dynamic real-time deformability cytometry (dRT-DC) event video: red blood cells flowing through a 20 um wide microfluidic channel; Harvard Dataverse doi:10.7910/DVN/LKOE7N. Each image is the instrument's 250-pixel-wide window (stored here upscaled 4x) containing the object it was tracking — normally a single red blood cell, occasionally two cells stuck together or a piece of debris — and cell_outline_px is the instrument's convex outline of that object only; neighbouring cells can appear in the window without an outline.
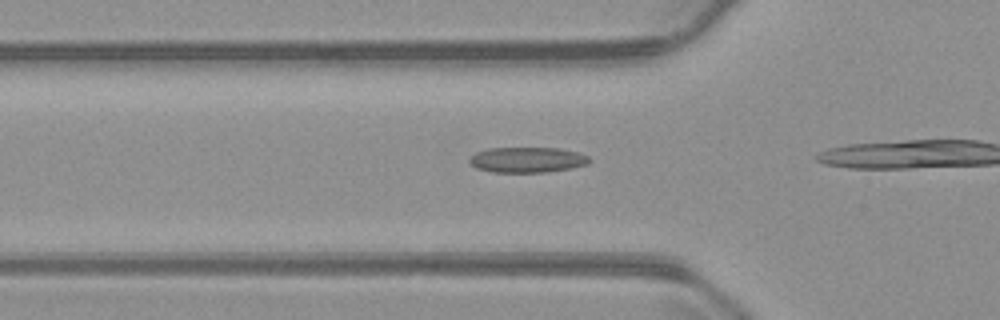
{"species": "common noctule bat (a hibernating species)", "species_latin": "Nyctalus noctula", "temperature_condition": "warm", "stored_images_in_passage": 16, "camera_frame_rate_fps": 3000, "um_per_image_px": 0.085, "animal": {"sex": "male", "body_mass_g": 23.1, "forearm_length_mm": 52.7}, "frame": {"image": 1, "passage_image": 5, "time_ms": 1.333, "image_size_px": [1000, 320], "cell_outline_px": [[592, 160], [588, 164], [572, 168], [548, 172], [492, 172], [476, 168], [468, 160], [476, 152], [488, 148], [560, 148], [580, 152], [588, 156]], "centroid_in_image_um": [44.86, 13.58], "position_along_channel_um": 80.9, "area_um2": 17.92}}
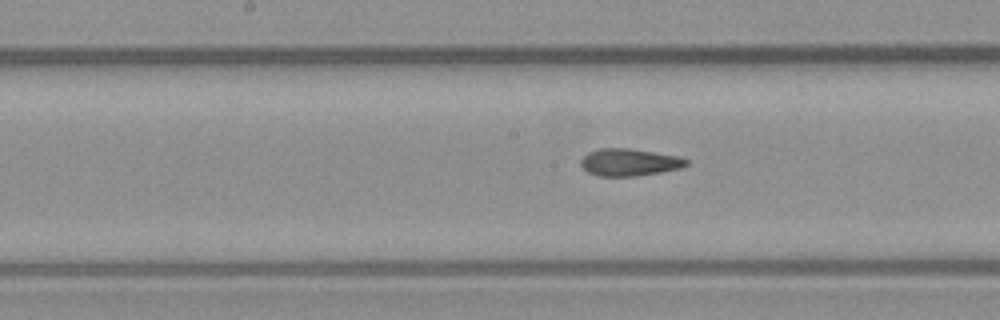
{"frame": {"image": 2, "passage_image": 14, "time_ms": 4.333, "image_size_px": [1000, 320], "cell_outline_px": [[688, 164], [684, 168], [636, 176], [596, 176], [588, 172], [580, 164], [580, 160], [588, 152], [600, 148], [628, 148], [676, 156], [688, 160]], "centroid_in_image_um": [53.48, 13.8], "position_along_channel_um": 194.7, "area_um2": 16.7}}